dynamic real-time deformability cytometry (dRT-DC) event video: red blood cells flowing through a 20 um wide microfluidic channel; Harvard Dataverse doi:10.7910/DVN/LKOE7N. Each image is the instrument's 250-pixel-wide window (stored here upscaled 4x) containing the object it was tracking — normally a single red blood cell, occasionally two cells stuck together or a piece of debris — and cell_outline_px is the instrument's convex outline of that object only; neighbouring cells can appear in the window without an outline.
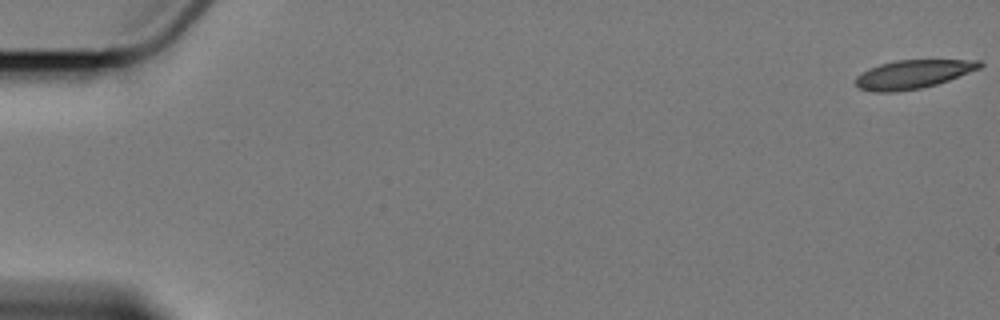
{"species": "Egyptian fruit bat (a non-hibernating species)", "species_latin": "Rousettus aegyptiacus", "temperature_condition": "cold", "stored_images_in_passage": 5, "camera_frame_rate_fps": 3000, "um_per_image_px": 0.085, "animal": {"sex": "female"}, "frame": {"image": 1, "passage_image": 1, "time_ms": 0.0, "image_size_px": [1000, 320], "cell_outline_px": [[984, 64], [980, 68], [948, 80], [936, 84], [920, 88], [896, 92], [872, 92], [856, 88], [856, 76], [880, 64], [896, 60], [980, 60]], "centroid_in_image_um": [77.59, 6.32], "position_along_channel_um": 7.4, "area_um2": 20.52}}